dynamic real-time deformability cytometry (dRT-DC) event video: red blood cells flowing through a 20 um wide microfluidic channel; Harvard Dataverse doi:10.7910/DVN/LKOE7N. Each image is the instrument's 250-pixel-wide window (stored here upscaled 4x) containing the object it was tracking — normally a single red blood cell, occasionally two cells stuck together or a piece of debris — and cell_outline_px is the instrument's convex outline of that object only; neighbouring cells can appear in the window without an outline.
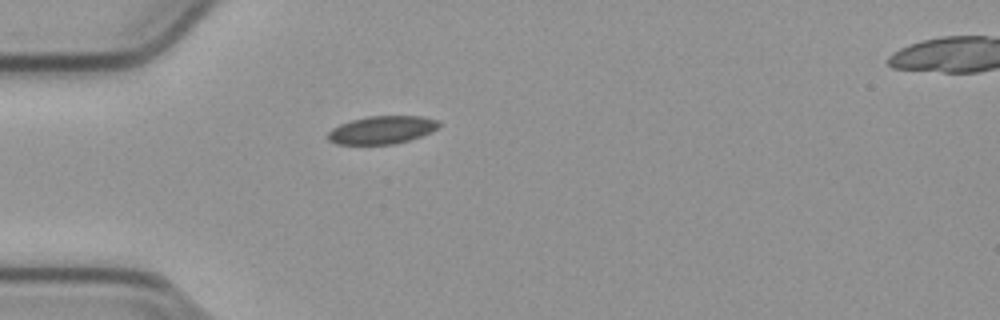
{"species": "common noctule bat (a hibernating species)", "species_latin": "Nyctalus noctula", "temperature_condition": "cold", "stored_images_in_passage": 30, "camera_frame_rate_fps": 3000, "um_per_image_px": 0.085, "animal": {"sex": "male", "body_mass_g": 23.1, "forearm_length_mm": 52.7}, "frame": {"image": 1, "passage_image": 1, "time_ms": 0.0, "image_size_px": [1000, 320], "cell_outline_px": [[440, 128], [432, 132], [408, 140], [392, 144], [336, 144], [328, 140], [328, 132], [332, 128], [340, 124], [352, 120], [368, 116], [420, 116], [440, 120]], "centroid_in_image_um": [32.49, 11.03], "position_along_channel_um": 52.5, "area_um2": 18.09}}
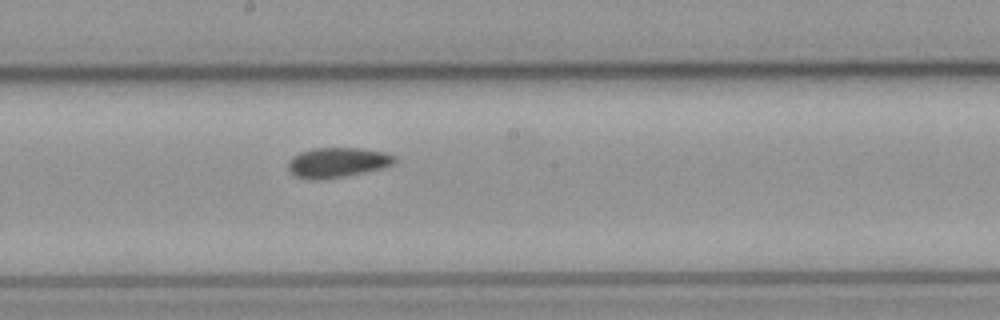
{"frame": {"image": 2, "passage_image": 15, "time_ms": 4.667, "image_size_px": [1000, 320], "cell_outline_px": [[396, 160], [392, 164], [384, 168], [344, 176], [320, 180], [312, 180], [296, 176], [288, 168], [288, 160], [292, 156], [300, 152], [316, 148], [360, 148], [384, 152], [396, 156]], "centroid_in_image_um": [28.68, 13.81], "position_along_channel_um": 219.5, "area_um2": 18.55}}
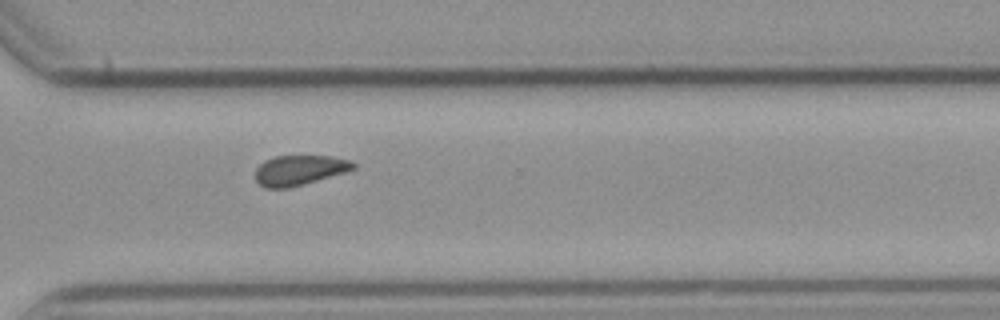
{"frame": {"image": 3, "passage_image": 25, "time_ms": 8.0, "image_size_px": [1000, 320], "cell_outline_px": [[356, 168], [344, 172], [304, 184], [288, 188], [264, 188], [256, 180], [256, 168], [264, 160], [276, 156], [332, 156], [348, 160], [356, 164]], "centroid_in_image_um": [25.43, 14.46], "position_along_channel_um": 345.2, "area_um2": 16.99}, "authors_computed_cell_mechanics": {"area_um2": 17.8602, "velocity_mm_per_s": 3.7838, "shape_relaxation_time_tau1_ms": null, "shape_relaxation_time_tau2_ms": 5.8652, "deformation_change_tau1": null, "deformation_change_tau2": 0.093}}